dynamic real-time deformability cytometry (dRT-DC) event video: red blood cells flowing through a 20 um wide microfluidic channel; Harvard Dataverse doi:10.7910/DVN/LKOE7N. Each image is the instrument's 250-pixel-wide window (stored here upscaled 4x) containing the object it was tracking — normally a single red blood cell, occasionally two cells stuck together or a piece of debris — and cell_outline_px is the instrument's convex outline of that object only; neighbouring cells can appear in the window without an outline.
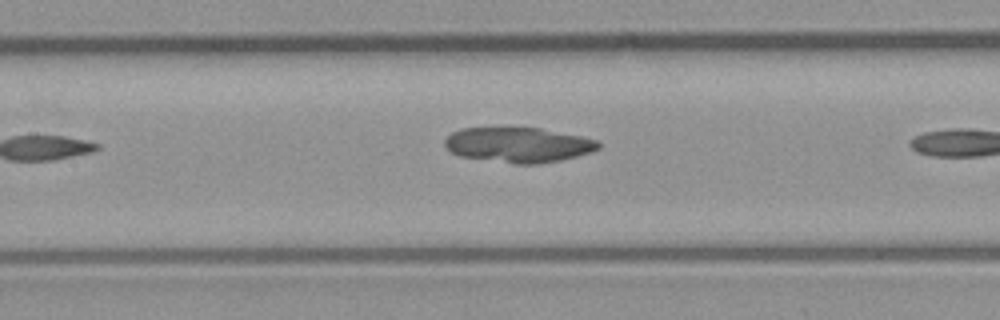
{"species": "common noctule bat (a hibernating species)", "species_latin": "Nyctalus noctula", "temperature_condition": "room temperature", "stored_images_in_passage": 7, "segment_of_instrument_passage": [1, 2], "camera_frame_rate_fps": 3000, "um_per_image_px": 0.085, "animal": {"sex": "male", "body_mass_g": 23.1, "forearm_length_mm": 52.7}, "frame": {"image": 1, "passage_image": 4, "time_ms": 3.333, "image_size_px": [1000, 320], "cell_outline_px": [[600, 148], [576, 156], [560, 160], [540, 164], [516, 164], [460, 156], [452, 152], [444, 144], [444, 140], [452, 132], [460, 128], [540, 128], [580, 136], [596, 140], [600, 144]], "centroid_in_image_um": [44.04, 12.31], "position_along_channel_um": 163.4, "area_um2": 31.1}}